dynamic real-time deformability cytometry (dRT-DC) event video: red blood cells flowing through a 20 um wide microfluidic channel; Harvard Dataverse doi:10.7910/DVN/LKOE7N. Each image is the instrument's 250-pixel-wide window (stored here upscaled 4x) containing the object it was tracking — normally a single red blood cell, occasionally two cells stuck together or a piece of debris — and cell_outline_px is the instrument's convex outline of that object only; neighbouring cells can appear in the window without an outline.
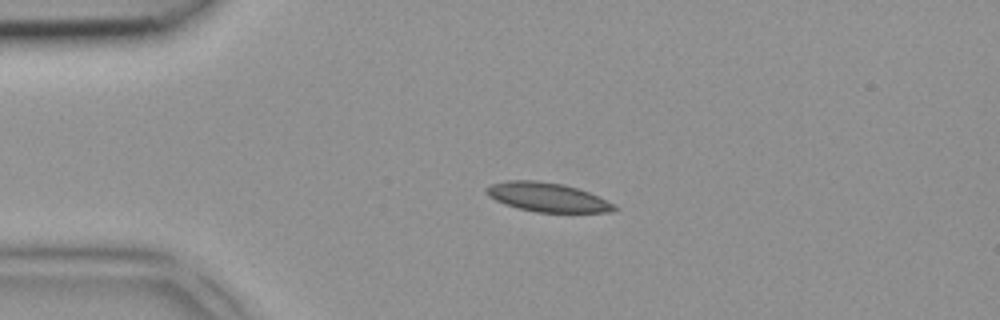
{"species": "common noctule bat (a hibernating species)", "species_latin": "Nyctalus noctula", "temperature_condition": "room temperature", "stored_images_in_passage": 6, "segment_of_instrument_passage": [1, 2], "camera_frame_rate_fps": 3000, "um_per_image_px": 0.085, "animal": {"sex": "female", "body_mass_g": 18.4}, "frame": {"image": 1, "passage_image": 4, "time_ms": 1.0, "image_size_px": [1000, 320], "cell_outline_px": [[620, 208], [612, 212], [536, 212], [504, 204], [488, 196], [484, 192], [484, 188], [492, 184], [508, 180], [536, 180], [564, 184], [588, 192], [616, 204]], "centroid_in_image_um": [46.53, 16.76], "position_along_channel_um": 38.5, "area_um2": 21.73}}